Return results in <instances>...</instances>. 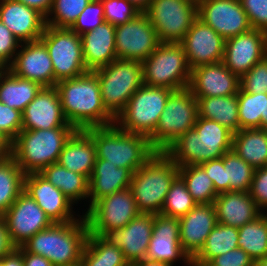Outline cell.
<instances>
[{
	"label": "cell",
	"mask_w": 267,
	"mask_h": 266,
	"mask_svg": "<svg viewBox=\"0 0 267 266\" xmlns=\"http://www.w3.org/2000/svg\"><path fill=\"white\" fill-rule=\"evenodd\" d=\"M63 113L76 130L109 126L115 118L106 110L94 71L56 83Z\"/></svg>",
	"instance_id": "1"
},
{
	"label": "cell",
	"mask_w": 267,
	"mask_h": 266,
	"mask_svg": "<svg viewBox=\"0 0 267 266\" xmlns=\"http://www.w3.org/2000/svg\"><path fill=\"white\" fill-rule=\"evenodd\" d=\"M233 132L216 121L197 117L192 129L164 152L179 166L200 165L232 149Z\"/></svg>",
	"instance_id": "2"
},
{
	"label": "cell",
	"mask_w": 267,
	"mask_h": 266,
	"mask_svg": "<svg viewBox=\"0 0 267 266\" xmlns=\"http://www.w3.org/2000/svg\"><path fill=\"white\" fill-rule=\"evenodd\" d=\"M89 235L85 217L68 223H53L32 236L22 247L47 258L54 266H75L81 261Z\"/></svg>",
	"instance_id": "3"
},
{
	"label": "cell",
	"mask_w": 267,
	"mask_h": 266,
	"mask_svg": "<svg viewBox=\"0 0 267 266\" xmlns=\"http://www.w3.org/2000/svg\"><path fill=\"white\" fill-rule=\"evenodd\" d=\"M93 139L96 159L109 160L112 165L128 168L132 173L142 167L156 152L149 138L125 132L116 124L85 130Z\"/></svg>",
	"instance_id": "4"
},
{
	"label": "cell",
	"mask_w": 267,
	"mask_h": 266,
	"mask_svg": "<svg viewBox=\"0 0 267 266\" xmlns=\"http://www.w3.org/2000/svg\"><path fill=\"white\" fill-rule=\"evenodd\" d=\"M179 166L164 152L155 154L132 174L130 190L137 208L143 214H160Z\"/></svg>",
	"instance_id": "5"
},
{
	"label": "cell",
	"mask_w": 267,
	"mask_h": 266,
	"mask_svg": "<svg viewBox=\"0 0 267 266\" xmlns=\"http://www.w3.org/2000/svg\"><path fill=\"white\" fill-rule=\"evenodd\" d=\"M75 128L21 130L12 141L11 157L25 174L40 173L57 163L59 154Z\"/></svg>",
	"instance_id": "6"
},
{
	"label": "cell",
	"mask_w": 267,
	"mask_h": 266,
	"mask_svg": "<svg viewBox=\"0 0 267 266\" xmlns=\"http://www.w3.org/2000/svg\"><path fill=\"white\" fill-rule=\"evenodd\" d=\"M94 72L100 83L102 102L116 119L132 95L144 84L142 63L117 58Z\"/></svg>",
	"instance_id": "7"
},
{
	"label": "cell",
	"mask_w": 267,
	"mask_h": 266,
	"mask_svg": "<svg viewBox=\"0 0 267 266\" xmlns=\"http://www.w3.org/2000/svg\"><path fill=\"white\" fill-rule=\"evenodd\" d=\"M141 63L145 85L173 91L188 88L191 68L180 43L161 42Z\"/></svg>",
	"instance_id": "8"
},
{
	"label": "cell",
	"mask_w": 267,
	"mask_h": 266,
	"mask_svg": "<svg viewBox=\"0 0 267 266\" xmlns=\"http://www.w3.org/2000/svg\"><path fill=\"white\" fill-rule=\"evenodd\" d=\"M173 90L143 84L129 99L115 124L125 132L150 138Z\"/></svg>",
	"instance_id": "9"
},
{
	"label": "cell",
	"mask_w": 267,
	"mask_h": 266,
	"mask_svg": "<svg viewBox=\"0 0 267 266\" xmlns=\"http://www.w3.org/2000/svg\"><path fill=\"white\" fill-rule=\"evenodd\" d=\"M198 117V101L186 88L168 97L158 125L149 138L156 151H165L181 135L192 129Z\"/></svg>",
	"instance_id": "10"
},
{
	"label": "cell",
	"mask_w": 267,
	"mask_h": 266,
	"mask_svg": "<svg viewBox=\"0 0 267 266\" xmlns=\"http://www.w3.org/2000/svg\"><path fill=\"white\" fill-rule=\"evenodd\" d=\"M40 40L45 44L52 60L56 82L88 72L83 58L81 36L70 28L46 25Z\"/></svg>",
	"instance_id": "11"
},
{
	"label": "cell",
	"mask_w": 267,
	"mask_h": 266,
	"mask_svg": "<svg viewBox=\"0 0 267 266\" xmlns=\"http://www.w3.org/2000/svg\"><path fill=\"white\" fill-rule=\"evenodd\" d=\"M160 42L180 43L197 17V0H152L145 12Z\"/></svg>",
	"instance_id": "12"
},
{
	"label": "cell",
	"mask_w": 267,
	"mask_h": 266,
	"mask_svg": "<svg viewBox=\"0 0 267 266\" xmlns=\"http://www.w3.org/2000/svg\"><path fill=\"white\" fill-rule=\"evenodd\" d=\"M139 214L131 190L126 188L97 200L83 215L89 233L102 236L107 231L125 227Z\"/></svg>",
	"instance_id": "13"
},
{
	"label": "cell",
	"mask_w": 267,
	"mask_h": 266,
	"mask_svg": "<svg viewBox=\"0 0 267 266\" xmlns=\"http://www.w3.org/2000/svg\"><path fill=\"white\" fill-rule=\"evenodd\" d=\"M157 32L146 13L115 26L116 57L144 61L160 44Z\"/></svg>",
	"instance_id": "14"
},
{
	"label": "cell",
	"mask_w": 267,
	"mask_h": 266,
	"mask_svg": "<svg viewBox=\"0 0 267 266\" xmlns=\"http://www.w3.org/2000/svg\"><path fill=\"white\" fill-rule=\"evenodd\" d=\"M2 218L8 228L10 239L16 247L22 246L36 233L53 224L36 201L25 191L18 196Z\"/></svg>",
	"instance_id": "15"
},
{
	"label": "cell",
	"mask_w": 267,
	"mask_h": 266,
	"mask_svg": "<svg viewBox=\"0 0 267 266\" xmlns=\"http://www.w3.org/2000/svg\"><path fill=\"white\" fill-rule=\"evenodd\" d=\"M197 17L225 40L252 29L237 0H197Z\"/></svg>",
	"instance_id": "16"
},
{
	"label": "cell",
	"mask_w": 267,
	"mask_h": 266,
	"mask_svg": "<svg viewBox=\"0 0 267 266\" xmlns=\"http://www.w3.org/2000/svg\"><path fill=\"white\" fill-rule=\"evenodd\" d=\"M24 191L36 201L53 223L73 222L84 216L83 213L80 215L81 212L77 211L75 204L60 189L53 186L40 173L25 175Z\"/></svg>",
	"instance_id": "17"
},
{
	"label": "cell",
	"mask_w": 267,
	"mask_h": 266,
	"mask_svg": "<svg viewBox=\"0 0 267 266\" xmlns=\"http://www.w3.org/2000/svg\"><path fill=\"white\" fill-rule=\"evenodd\" d=\"M147 259L176 266H192V260L180 244L179 218L154 215L153 234L147 250Z\"/></svg>",
	"instance_id": "18"
},
{
	"label": "cell",
	"mask_w": 267,
	"mask_h": 266,
	"mask_svg": "<svg viewBox=\"0 0 267 266\" xmlns=\"http://www.w3.org/2000/svg\"><path fill=\"white\" fill-rule=\"evenodd\" d=\"M267 56V33L257 29L225 41L224 65L239 78Z\"/></svg>",
	"instance_id": "19"
},
{
	"label": "cell",
	"mask_w": 267,
	"mask_h": 266,
	"mask_svg": "<svg viewBox=\"0 0 267 266\" xmlns=\"http://www.w3.org/2000/svg\"><path fill=\"white\" fill-rule=\"evenodd\" d=\"M225 39L213 28L196 19L180 42L192 69L223 61Z\"/></svg>",
	"instance_id": "20"
},
{
	"label": "cell",
	"mask_w": 267,
	"mask_h": 266,
	"mask_svg": "<svg viewBox=\"0 0 267 266\" xmlns=\"http://www.w3.org/2000/svg\"><path fill=\"white\" fill-rule=\"evenodd\" d=\"M154 215L140 213L125 227L105 232L101 237L119 247L129 264L146 258L153 234Z\"/></svg>",
	"instance_id": "21"
},
{
	"label": "cell",
	"mask_w": 267,
	"mask_h": 266,
	"mask_svg": "<svg viewBox=\"0 0 267 266\" xmlns=\"http://www.w3.org/2000/svg\"><path fill=\"white\" fill-rule=\"evenodd\" d=\"M74 128L67 121L55 86L42 87L22 112V130Z\"/></svg>",
	"instance_id": "22"
},
{
	"label": "cell",
	"mask_w": 267,
	"mask_h": 266,
	"mask_svg": "<svg viewBox=\"0 0 267 266\" xmlns=\"http://www.w3.org/2000/svg\"><path fill=\"white\" fill-rule=\"evenodd\" d=\"M8 69L14 75L37 82L42 87L55 86L57 83L52 60L41 40L21 43Z\"/></svg>",
	"instance_id": "23"
},
{
	"label": "cell",
	"mask_w": 267,
	"mask_h": 266,
	"mask_svg": "<svg viewBox=\"0 0 267 266\" xmlns=\"http://www.w3.org/2000/svg\"><path fill=\"white\" fill-rule=\"evenodd\" d=\"M240 78L223 62L201 65L191 70L188 89L194 97L237 95Z\"/></svg>",
	"instance_id": "24"
},
{
	"label": "cell",
	"mask_w": 267,
	"mask_h": 266,
	"mask_svg": "<svg viewBox=\"0 0 267 266\" xmlns=\"http://www.w3.org/2000/svg\"><path fill=\"white\" fill-rule=\"evenodd\" d=\"M179 223L182 250L192 260L203 248L208 235L218 223L214 204H197L179 218Z\"/></svg>",
	"instance_id": "25"
},
{
	"label": "cell",
	"mask_w": 267,
	"mask_h": 266,
	"mask_svg": "<svg viewBox=\"0 0 267 266\" xmlns=\"http://www.w3.org/2000/svg\"><path fill=\"white\" fill-rule=\"evenodd\" d=\"M0 21L21 43L40 40L46 27L43 14L16 0H0Z\"/></svg>",
	"instance_id": "26"
},
{
	"label": "cell",
	"mask_w": 267,
	"mask_h": 266,
	"mask_svg": "<svg viewBox=\"0 0 267 266\" xmlns=\"http://www.w3.org/2000/svg\"><path fill=\"white\" fill-rule=\"evenodd\" d=\"M213 204L217 221L226 226L240 228L262 214L249 192H223Z\"/></svg>",
	"instance_id": "27"
},
{
	"label": "cell",
	"mask_w": 267,
	"mask_h": 266,
	"mask_svg": "<svg viewBox=\"0 0 267 266\" xmlns=\"http://www.w3.org/2000/svg\"><path fill=\"white\" fill-rule=\"evenodd\" d=\"M83 58L88 71H94L117 59L115 26L107 21L81 35Z\"/></svg>",
	"instance_id": "28"
},
{
	"label": "cell",
	"mask_w": 267,
	"mask_h": 266,
	"mask_svg": "<svg viewBox=\"0 0 267 266\" xmlns=\"http://www.w3.org/2000/svg\"><path fill=\"white\" fill-rule=\"evenodd\" d=\"M132 172L128 168L112 165L109 160L96 159L89 179L87 210L99 199L129 188Z\"/></svg>",
	"instance_id": "29"
},
{
	"label": "cell",
	"mask_w": 267,
	"mask_h": 266,
	"mask_svg": "<svg viewBox=\"0 0 267 266\" xmlns=\"http://www.w3.org/2000/svg\"><path fill=\"white\" fill-rule=\"evenodd\" d=\"M95 160L96 147L93 139L85 130H76L65 143L57 163L89 180Z\"/></svg>",
	"instance_id": "30"
},
{
	"label": "cell",
	"mask_w": 267,
	"mask_h": 266,
	"mask_svg": "<svg viewBox=\"0 0 267 266\" xmlns=\"http://www.w3.org/2000/svg\"><path fill=\"white\" fill-rule=\"evenodd\" d=\"M40 174L53 186L60 189L75 205L77 204L75 207L84 202L83 206L86 207L85 210L83 208L81 209V207H83L82 205L79 207V210H82L83 214L87 211L89 180L84 175L72 172L58 163L48 165L40 172ZM84 200L87 203H85Z\"/></svg>",
	"instance_id": "31"
},
{
	"label": "cell",
	"mask_w": 267,
	"mask_h": 266,
	"mask_svg": "<svg viewBox=\"0 0 267 266\" xmlns=\"http://www.w3.org/2000/svg\"><path fill=\"white\" fill-rule=\"evenodd\" d=\"M42 86L14 75L8 68L0 69V102L23 112Z\"/></svg>",
	"instance_id": "32"
},
{
	"label": "cell",
	"mask_w": 267,
	"mask_h": 266,
	"mask_svg": "<svg viewBox=\"0 0 267 266\" xmlns=\"http://www.w3.org/2000/svg\"><path fill=\"white\" fill-rule=\"evenodd\" d=\"M232 150L254 169L267 165V130L241 129L233 133Z\"/></svg>",
	"instance_id": "33"
},
{
	"label": "cell",
	"mask_w": 267,
	"mask_h": 266,
	"mask_svg": "<svg viewBox=\"0 0 267 266\" xmlns=\"http://www.w3.org/2000/svg\"><path fill=\"white\" fill-rule=\"evenodd\" d=\"M195 98L198 101V117L216 121L233 133L240 130L237 95Z\"/></svg>",
	"instance_id": "34"
},
{
	"label": "cell",
	"mask_w": 267,
	"mask_h": 266,
	"mask_svg": "<svg viewBox=\"0 0 267 266\" xmlns=\"http://www.w3.org/2000/svg\"><path fill=\"white\" fill-rule=\"evenodd\" d=\"M238 237V228L218 222L208 235L203 248L192 259V266H205L212 258L237 248Z\"/></svg>",
	"instance_id": "35"
},
{
	"label": "cell",
	"mask_w": 267,
	"mask_h": 266,
	"mask_svg": "<svg viewBox=\"0 0 267 266\" xmlns=\"http://www.w3.org/2000/svg\"><path fill=\"white\" fill-rule=\"evenodd\" d=\"M81 266H128L119 247L109 244L101 236L89 233L81 261Z\"/></svg>",
	"instance_id": "36"
},
{
	"label": "cell",
	"mask_w": 267,
	"mask_h": 266,
	"mask_svg": "<svg viewBox=\"0 0 267 266\" xmlns=\"http://www.w3.org/2000/svg\"><path fill=\"white\" fill-rule=\"evenodd\" d=\"M25 175L11 156L0 160V216L24 191Z\"/></svg>",
	"instance_id": "37"
},
{
	"label": "cell",
	"mask_w": 267,
	"mask_h": 266,
	"mask_svg": "<svg viewBox=\"0 0 267 266\" xmlns=\"http://www.w3.org/2000/svg\"><path fill=\"white\" fill-rule=\"evenodd\" d=\"M238 247L256 263L267 256V213L238 228Z\"/></svg>",
	"instance_id": "38"
},
{
	"label": "cell",
	"mask_w": 267,
	"mask_h": 266,
	"mask_svg": "<svg viewBox=\"0 0 267 266\" xmlns=\"http://www.w3.org/2000/svg\"><path fill=\"white\" fill-rule=\"evenodd\" d=\"M225 192H250L255 169L234 150L223 155Z\"/></svg>",
	"instance_id": "39"
},
{
	"label": "cell",
	"mask_w": 267,
	"mask_h": 266,
	"mask_svg": "<svg viewBox=\"0 0 267 266\" xmlns=\"http://www.w3.org/2000/svg\"><path fill=\"white\" fill-rule=\"evenodd\" d=\"M179 176L197 204L213 203L218 196L212 180L200 165L179 167Z\"/></svg>",
	"instance_id": "40"
},
{
	"label": "cell",
	"mask_w": 267,
	"mask_h": 266,
	"mask_svg": "<svg viewBox=\"0 0 267 266\" xmlns=\"http://www.w3.org/2000/svg\"><path fill=\"white\" fill-rule=\"evenodd\" d=\"M237 98L240 130L261 128L266 116L267 93L253 94L239 88Z\"/></svg>",
	"instance_id": "41"
},
{
	"label": "cell",
	"mask_w": 267,
	"mask_h": 266,
	"mask_svg": "<svg viewBox=\"0 0 267 266\" xmlns=\"http://www.w3.org/2000/svg\"><path fill=\"white\" fill-rule=\"evenodd\" d=\"M196 205L197 203L188 192L185 182L178 175L170 186L160 214L180 218Z\"/></svg>",
	"instance_id": "42"
},
{
	"label": "cell",
	"mask_w": 267,
	"mask_h": 266,
	"mask_svg": "<svg viewBox=\"0 0 267 266\" xmlns=\"http://www.w3.org/2000/svg\"><path fill=\"white\" fill-rule=\"evenodd\" d=\"M91 0H54L46 25L70 28Z\"/></svg>",
	"instance_id": "43"
},
{
	"label": "cell",
	"mask_w": 267,
	"mask_h": 266,
	"mask_svg": "<svg viewBox=\"0 0 267 266\" xmlns=\"http://www.w3.org/2000/svg\"><path fill=\"white\" fill-rule=\"evenodd\" d=\"M105 22L104 9L100 0H91L70 29L78 35L85 34Z\"/></svg>",
	"instance_id": "44"
},
{
	"label": "cell",
	"mask_w": 267,
	"mask_h": 266,
	"mask_svg": "<svg viewBox=\"0 0 267 266\" xmlns=\"http://www.w3.org/2000/svg\"><path fill=\"white\" fill-rule=\"evenodd\" d=\"M104 9V19L117 26L133 19L140 12L127 0H100Z\"/></svg>",
	"instance_id": "45"
},
{
	"label": "cell",
	"mask_w": 267,
	"mask_h": 266,
	"mask_svg": "<svg viewBox=\"0 0 267 266\" xmlns=\"http://www.w3.org/2000/svg\"><path fill=\"white\" fill-rule=\"evenodd\" d=\"M239 84L240 89L245 92L267 93V56L242 75Z\"/></svg>",
	"instance_id": "46"
},
{
	"label": "cell",
	"mask_w": 267,
	"mask_h": 266,
	"mask_svg": "<svg viewBox=\"0 0 267 266\" xmlns=\"http://www.w3.org/2000/svg\"><path fill=\"white\" fill-rule=\"evenodd\" d=\"M21 42L0 21V69L8 68L19 50Z\"/></svg>",
	"instance_id": "47"
},
{
	"label": "cell",
	"mask_w": 267,
	"mask_h": 266,
	"mask_svg": "<svg viewBox=\"0 0 267 266\" xmlns=\"http://www.w3.org/2000/svg\"><path fill=\"white\" fill-rule=\"evenodd\" d=\"M22 130V112L0 102V131L13 141Z\"/></svg>",
	"instance_id": "48"
},
{
	"label": "cell",
	"mask_w": 267,
	"mask_h": 266,
	"mask_svg": "<svg viewBox=\"0 0 267 266\" xmlns=\"http://www.w3.org/2000/svg\"><path fill=\"white\" fill-rule=\"evenodd\" d=\"M241 3L252 29L267 33V0H242Z\"/></svg>",
	"instance_id": "49"
},
{
	"label": "cell",
	"mask_w": 267,
	"mask_h": 266,
	"mask_svg": "<svg viewBox=\"0 0 267 266\" xmlns=\"http://www.w3.org/2000/svg\"><path fill=\"white\" fill-rule=\"evenodd\" d=\"M249 193L256 207L267 213V166L255 169Z\"/></svg>",
	"instance_id": "50"
},
{
	"label": "cell",
	"mask_w": 267,
	"mask_h": 266,
	"mask_svg": "<svg viewBox=\"0 0 267 266\" xmlns=\"http://www.w3.org/2000/svg\"><path fill=\"white\" fill-rule=\"evenodd\" d=\"M205 266H255V262L243 249L237 247L212 258Z\"/></svg>",
	"instance_id": "51"
},
{
	"label": "cell",
	"mask_w": 267,
	"mask_h": 266,
	"mask_svg": "<svg viewBox=\"0 0 267 266\" xmlns=\"http://www.w3.org/2000/svg\"><path fill=\"white\" fill-rule=\"evenodd\" d=\"M200 166L206 171L212 180L215 191L220 194L225 192V169L223 165V156L201 163Z\"/></svg>",
	"instance_id": "52"
},
{
	"label": "cell",
	"mask_w": 267,
	"mask_h": 266,
	"mask_svg": "<svg viewBox=\"0 0 267 266\" xmlns=\"http://www.w3.org/2000/svg\"><path fill=\"white\" fill-rule=\"evenodd\" d=\"M16 248L10 239L8 228L0 216V259L11 254Z\"/></svg>",
	"instance_id": "53"
},
{
	"label": "cell",
	"mask_w": 267,
	"mask_h": 266,
	"mask_svg": "<svg viewBox=\"0 0 267 266\" xmlns=\"http://www.w3.org/2000/svg\"><path fill=\"white\" fill-rule=\"evenodd\" d=\"M22 259L24 266H54L47 258L38 254L27 252L23 247Z\"/></svg>",
	"instance_id": "54"
},
{
	"label": "cell",
	"mask_w": 267,
	"mask_h": 266,
	"mask_svg": "<svg viewBox=\"0 0 267 266\" xmlns=\"http://www.w3.org/2000/svg\"><path fill=\"white\" fill-rule=\"evenodd\" d=\"M28 7L38 10L45 17L49 14L54 0H16Z\"/></svg>",
	"instance_id": "55"
},
{
	"label": "cell",
	"mask_w": 267,
	"mask_h": 266,
	"mask_svg": "<svg viewBox=\"0 0 267 266\" xmlns=\"http://www.w3.org/2000/svg\"><path fill=\"white\" fill-rule=\"evenodd\" d=\"M0 266H24L22 259V246L17 247L11 254L0 259Z\"/></svg>",
	"instance_id": "56"
},
{
	"label": "cell",
	"mask_w": 267,
	"mask_h": 266,
	"mask_svg": "<svg viewBox=\"0 0 267 266\" xmlns=\"http://www.w3.org/2000/svg\"><path fill=\"white\" fill-rule=\"evenodd\" d=\"M12 154V141L0 131V160Z\"/></svg>",
	"instance_id": "57"
},
{
	"label": "cell",
	"mask_w": 267,
	"mask_h": 266,
	"mask_svg": "<svg viewBox=\"0 0 267 266\" xmlns=\"http://www.w3.org/2000/svg\"><path fill=\"white\" fill-rule=\"evenodd\" d=\"M131 3L140 13H145L150 6L152 0H127Z\"/></svg>",
	"instance_id": "58"
},
{
	"label": "cell",
	"mask_w": 267,
	"mask_h": 266,
	"mask_svg": "<svg viewBox=\"0 0 267 266\" xmlns=\"http://www.w3.org/2000/svg\"><path fill=\"white\" fill-rule=\"evenodd\" d=\"M134 266H174V265H170L167 263H163L160 261H153V260H149L147 258L140 260V261H136L133 263Z\"/></svg>",
	"instance_id": "59"
},
{
	"label": "cell",
	"mask_w": 267,
	"mask_h": 266,
	"mask_svg": "<svg viewBox=\"0 0 267 266\" xmlns=\"http://www.w3.org/2000/svg\"><path fill=\"white\" fill-rule=\"evenodd\" d=\"M255 266H267V256H265L264 258L258 260L255 263Z\"/></svg>",
	"instance_id": "60"
},
{
	"label": "cell",
	"mask_w": 267,
	"mask_h": 266,
	"mask_svg": "<svg viewBox=\"0 0 267 266\" xmlns=\"http://www.w3.org/2000/svg\"><path fill=\"white\" fill-rule=\"evenodd\" d=\"M267 127V108H266V116L265 118L261 121V128H266Z\"/></svg>",
	"instance_id": "61"
}]
</instances>
